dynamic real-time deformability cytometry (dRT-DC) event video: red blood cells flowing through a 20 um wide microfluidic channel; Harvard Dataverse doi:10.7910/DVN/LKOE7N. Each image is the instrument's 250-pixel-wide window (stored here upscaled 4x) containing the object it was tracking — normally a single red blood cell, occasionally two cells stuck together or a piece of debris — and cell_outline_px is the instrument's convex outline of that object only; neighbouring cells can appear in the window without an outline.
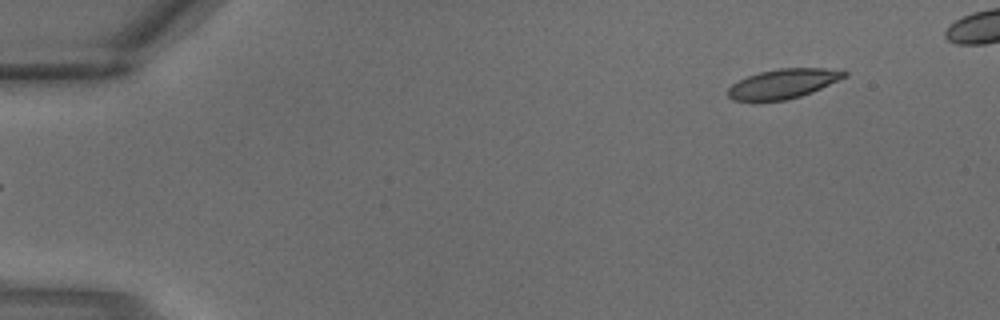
{"species": "common noctule bat (a hibernating species)", "species_latin": "Nyctalus noctula", "temperature_condition": "warm", "stored_images_in_passage": 4, "camera_frame_rate_fps": 3000, "um_per_image_px": 0.085, "animal": {"sex": "male", "body_mass_g": 18.8}, "frame": {"image": 1, "passage_image": 4, "time_ms": 1.0, "image_size_px": [1000, 320], "cell_outline_px": [[848, 76], [812, 92], [788, 100], [732, 100], [728, 96], [728, 88], [732, 84], [748, 76], [760, 72], [780, 68], [844, 68], [848, 72]], "centroid_in_image_um": [66.66, 7.09], "position_along_channel_um": 18.3, "area_um2": 20.06}}